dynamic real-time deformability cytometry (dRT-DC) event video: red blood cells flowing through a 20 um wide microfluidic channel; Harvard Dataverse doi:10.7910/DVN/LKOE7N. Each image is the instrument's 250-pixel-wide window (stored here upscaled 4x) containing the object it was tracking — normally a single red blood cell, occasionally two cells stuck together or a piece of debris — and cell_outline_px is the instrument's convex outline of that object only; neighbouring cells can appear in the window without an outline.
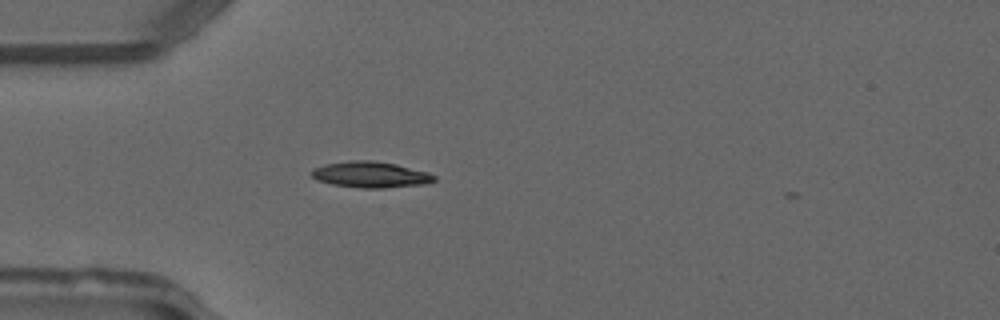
{"species": "common noctule bat (a hibernating species)", "species_latin": "Nyctalus noctula", "temperature_condition": "warm", "stored_images_in_passage": 36, "camera_frame_rate_fps": 3000, "um_per_image_px": 0.085, "animal": {"sex": "male", "forearm_length_mm": 52.5}, "frame": {"image": 1, "passage_image": 1, "time_ms": 0.0, "image_size_px": [1000, 320], "cell_outline_px": [[436, 180], [428, 184], [384, 188], [360, 188], [332, 184], [316, 180], [312, 176], [312, 168], [324, 164], [348, 160], [372, 160], [396, 164], [428, 172], [436, 176]], "centroid_in_image_um": [31.51, 14.84], "position_along_channel_um": 53.5, "area_um2": 18.84}}
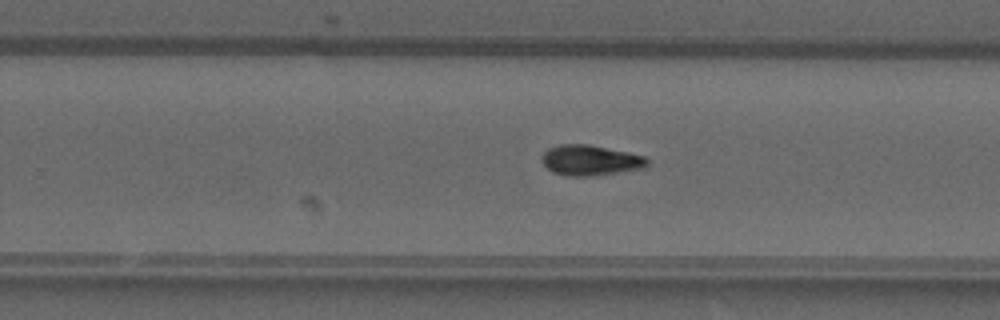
{"frame": {"image": 2, "passage_image": 18, "time_ms": 5.667, "image_size_px": [1000, 320], "cell_outline_px": [[648, 168], [596, 176], [564, 176], [552, 172], [540, 160], [540, 156], [548, 148], [560, 144], [588, 144], [628, 152], [644, 156], [648, 160]], "centroid_in_image_um": [50.18, 13.64], "position_along_channel_um": 279.6, "area_um2": 19.07}}
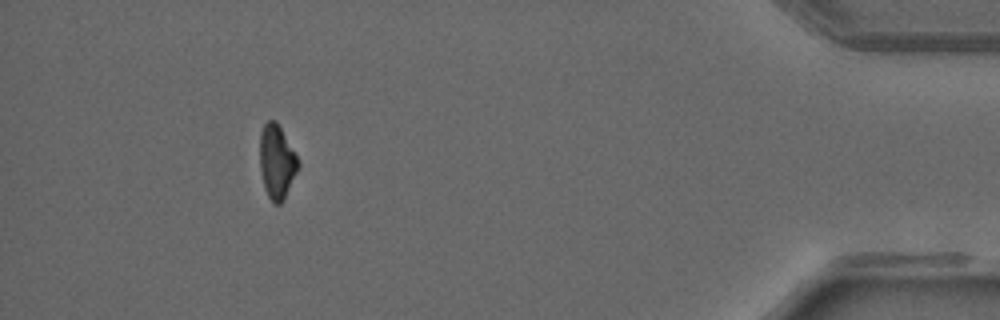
{"frame": {"image": 3, "passage_image": 32, "time_ms": 10.333, "image_size_px": [1000, 320], "cell_outline_px": [[300, 164], [284, 200], [280, 204], [272, 204], [264, 188], [260, 168], [260, 132], [264, 124], [268, 120], [276, 120], [296, 156]], "centroid_in_image_um": [23.51, 13.78], "position_along_channel_um": 411.7, "area_um2": 16.42}, "authors_computed_cell_mechanics": {"area_um2": 17.7446, "velocity_mm_per_s": 4.1437, "shape_relaxation_time_tau1_ms": 8.3194, "shape_relaxation_time_tau2_ms": null, "deformation_change_tau1": 0.2534, "deformation_change_tau2": null}}